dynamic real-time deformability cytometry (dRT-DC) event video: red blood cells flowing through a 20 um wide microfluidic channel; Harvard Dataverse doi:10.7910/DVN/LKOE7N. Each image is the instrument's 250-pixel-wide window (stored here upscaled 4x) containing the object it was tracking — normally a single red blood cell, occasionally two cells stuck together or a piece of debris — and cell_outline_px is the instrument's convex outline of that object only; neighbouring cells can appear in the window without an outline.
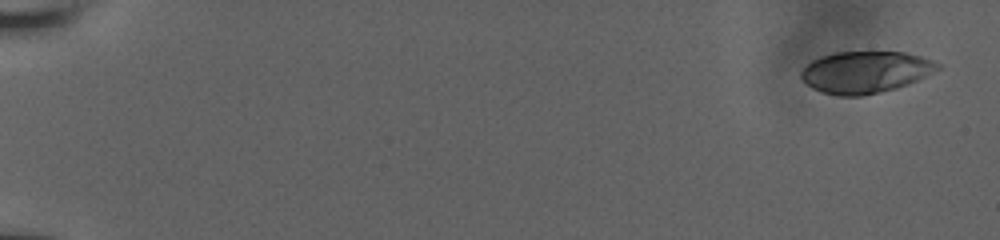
{"species": "human", "species_latin": "Homo sapiens", "temperature_condition": "room temperature", "stored_images_in_passage": 10, "camera_frame_rate_fps": 3000, "um_per_image_px": 0.085, "donor": {"sex": "male"}, "frame": {"image": 1, "passage_image": 1, "time_ms": 0.0, "image_size_px": [1000, 240], "cell_outline_px": [[940, 68], [928, 76], [908, 84], [896, 88], [880, 92], [860, 96], [840, 96], [820, 92], [812, 88], [800, 76], [800, 72], [812, 60], [820, 56], [836, 52], [904, 52], [920, 56], [932, 60], [940, 64]], "centroid_in_image_um": [73.57, 6.13], "position_along_channel_um": 11.4, "area_um2": 33.29}}
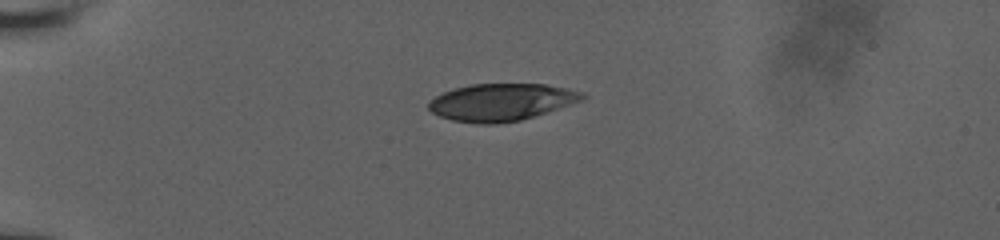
{"frame": {"image": 2, "passage_image": 7, "time_ms": 4.667, "image_size_px": [1000, 240], "cell_outline_px": [[588, 96], [584, 100], [520, 120], [496, 124], [480, 124], [452, 120], [440, 116], [432, 112], [428, 108], [428, 100], [444, 92], [456, 88], [472, 84], [544, 84], [568, 88], [584, 92]], "centroid_in_image_um": [42.63, 8.68], "position_along_channel_um": 42.4, "area_um2": 33.29}}
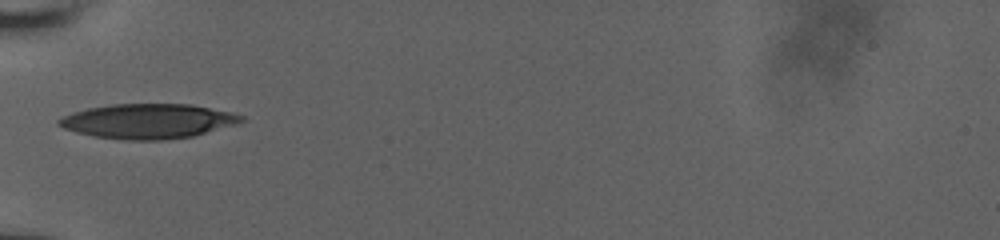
{"frame": {"image": 3, "passage_image": 9, "time_ms": 6.667, "image_size_px": [1000, 240], "cell_outline_px": [[244, 120], [236, 124], [192, 136], [160, 140], [128, 140], [96, 136], [64, 128], [56, 124], [56, 120], [64, 116], [88, 108], [112, 104], [192, 104], [232, 112], [244, 116]], "centroid_in_image_um": [12.62, 10.29], "position_along_channel_um": 72.4, "area_um2": 36.53}}